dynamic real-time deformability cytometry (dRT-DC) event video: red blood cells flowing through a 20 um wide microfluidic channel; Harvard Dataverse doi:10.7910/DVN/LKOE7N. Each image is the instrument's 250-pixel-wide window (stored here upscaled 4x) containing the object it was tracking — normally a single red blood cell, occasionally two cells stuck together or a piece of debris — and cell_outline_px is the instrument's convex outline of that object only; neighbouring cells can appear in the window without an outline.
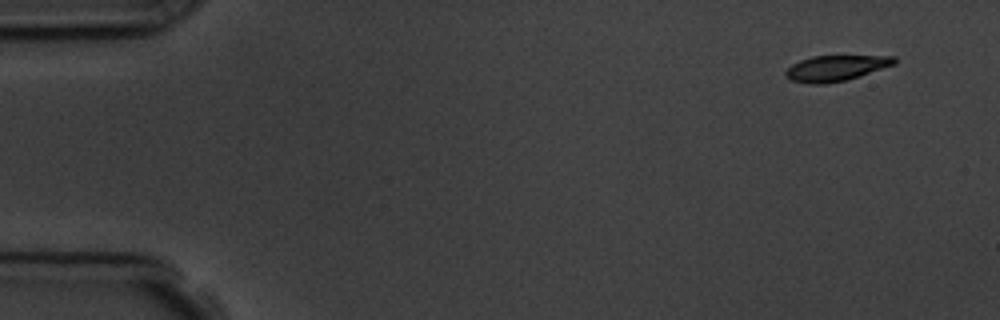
{"species": "common noctule bat (a hibernating species)", "species_latin": "Nyctalus noctula", "temperature_condition": "room temperature", "stored_images_in_passage": 9, "camera_frame_rate_fps": 3000, "um_per_image_px": 0.085, "animal": {"sex": "male", "body_mass_g": 19.5, "forearm_length_mm": 54.6}, "frame": {"image": 1, "passage_image": 1, "time_ms": 0.0, "image_size_px": [1000, 320], "cell_outline_px": [[896, 64], [860, 76], [844, 80], [824, 84], [808, 84], [792, 80], [784, 76], [784, 72], [792, 64], [800, 60], [812, 56], [896, 56]], "centroid_in_image_um": [71.03, 5.79], "position_along_channel_um": 14.0, "area_um2": 16.24}}
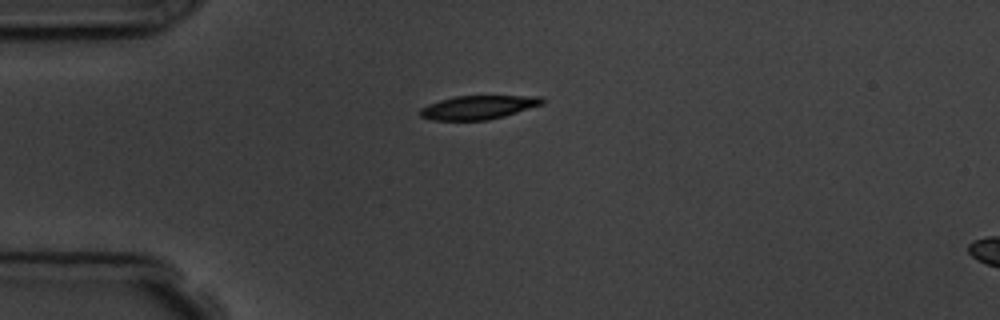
{"frame": {"image": 2, "passage_image": 4, "time_ms": 3.333, "image_size_px": [1000, 320], "cell_outline_px": [[544, 104], [504, 116], [488, 120], [432, 120], [420, 116], [420, 108], [428, 104], [440, 100], [456, 96], [544, 96]], "centroid_in_image_um": [40.67, 9.12], "position_along_channel_um": 44.3, "area_um2": 16.88}}